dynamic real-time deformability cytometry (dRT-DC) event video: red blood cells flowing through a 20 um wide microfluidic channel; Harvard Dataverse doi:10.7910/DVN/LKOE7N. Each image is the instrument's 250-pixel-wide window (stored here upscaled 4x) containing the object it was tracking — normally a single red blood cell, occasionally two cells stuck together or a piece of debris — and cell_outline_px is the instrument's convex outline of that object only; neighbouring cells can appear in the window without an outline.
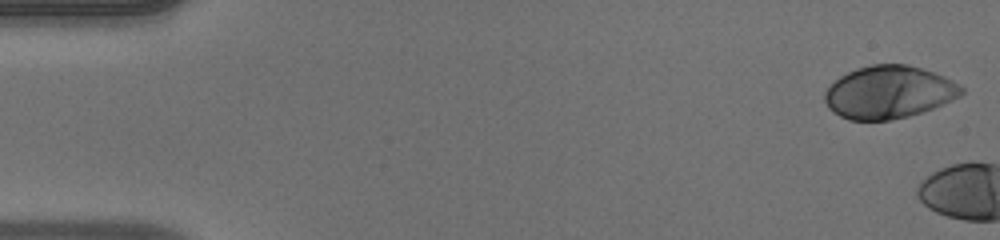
{"species": "human", "species_latin": "Homo sapiens", "temperature_condition": "warm", "stored_images_in_passage": 5, "camera_frame_rate_fps": 3000, "um_per_image_px": 0.085, "donor": {"sex": "male"}, "frame": {"image": 1, "passage_image": 1, "time_ms": 0.0, "image_size_px": [1000, 240], "cell_outline_px": [[964, 92], [960, 96], [952, 100], [932, 108], [908, 116], [888, 120], [848, 120], [832, 112], [828, 108], [824, 100], [824, 92], [840, 76], [856, 68], [872, 64], [908, 64], [944, 76], [952, 80], [964, 88]], "centroid_in_image_um": [75.53, 7.83], "position_along_channel_um": 9.5, "area_um2": 41.85}}